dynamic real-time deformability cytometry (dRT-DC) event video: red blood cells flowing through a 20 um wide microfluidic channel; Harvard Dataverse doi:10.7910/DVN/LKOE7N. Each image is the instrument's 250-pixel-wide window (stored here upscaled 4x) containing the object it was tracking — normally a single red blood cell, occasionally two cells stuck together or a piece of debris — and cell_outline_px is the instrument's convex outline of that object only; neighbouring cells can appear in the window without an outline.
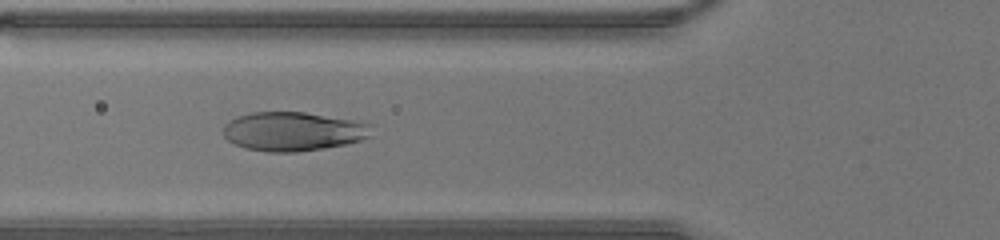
{"species": "human", "species_latin": "Homo sapiens", "temperature_condition": "warm", "stored_images_in_passage": 7, "camera_frame_rate_fps": 3000, "um_per_image_px": 0.085, "donor": {"sex": "male"}, "frame": {"image": 1, "passage_image": 5, "time_ms": 1.333, "image_size_px": [1000, 240], "cell_outline_px": [[372, 136], [360, 140], [344, 144], [324, 148], [296, 152], [268, 152], [244, 148], [228, 140], [224, 136], [224, 124], [228, 120], [236, 116], [252, 112], [304, 112], [352, 120], [368, 124]], "centroid_in_image_um": [24.86, 11.17], "position_along_channel_um": 100.9, "area_um2": 33.52}}